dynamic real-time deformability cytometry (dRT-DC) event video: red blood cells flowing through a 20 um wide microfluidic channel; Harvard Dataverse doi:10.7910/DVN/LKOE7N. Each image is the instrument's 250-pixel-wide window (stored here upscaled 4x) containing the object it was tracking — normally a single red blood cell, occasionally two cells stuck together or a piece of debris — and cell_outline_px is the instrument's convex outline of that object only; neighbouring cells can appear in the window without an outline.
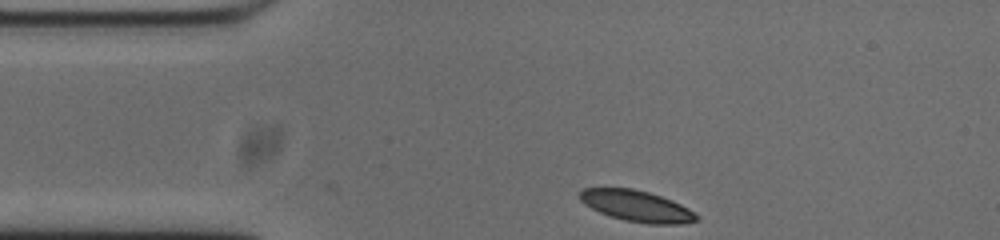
{"species": "common noctule bat (a hibernating species)", "species_latin": "Nyctalus noctula", "temperature_condition": "cold", "stored_images_in_passage": 26, "camera_frame_rate_fps": 3000, "um_per_image_px": 0.085, "animal": {"sex": "male", "body_mass_g": 20.0, "forearm_length_mm": 53.3}, "frame": {"image": 1, "passage_image": 1, "time_ms": 0.0, "image_size_px": [1000, 240], "cell_outline_px": [[700, 220], [680, 224], [648, 224], [624, 220], [600, 212], [584, 204], [580, 200], [580, 192], [584, 188], [632, 188], [648, 192], [672, 200], [688, 208], [700, 216]], "centroid_in_image_um": [54.16, 17.52], "position_along_channel_um": 30.8, "area_um2": 21.1}}
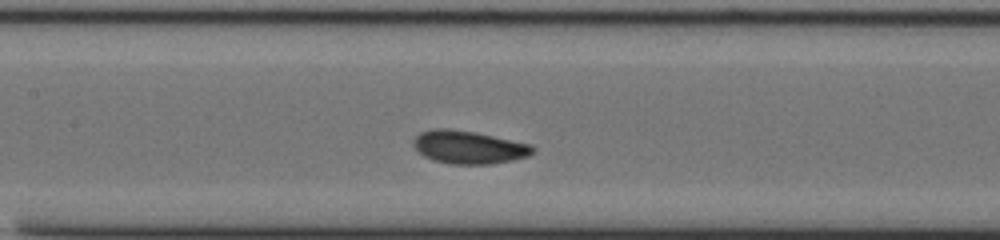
{"frame": {"image": 2, "passage_image": 15, "time_ms": 4.667, "image_size_px": [1000, 240], "cell_outline_px": [[536, 152], [528, 156], [512, 160], [492, 164], [452, 164], [436, 160], [424, 156], [412, 144], [412, 140], [420, 132], [436, 128], [448, 128], [472, 132], [532, 144], [536, 148]], "centroid_in_image_um": [39.87, 12.51], "position_along_channel_um": 167.5, "area_um2": 22.83}}
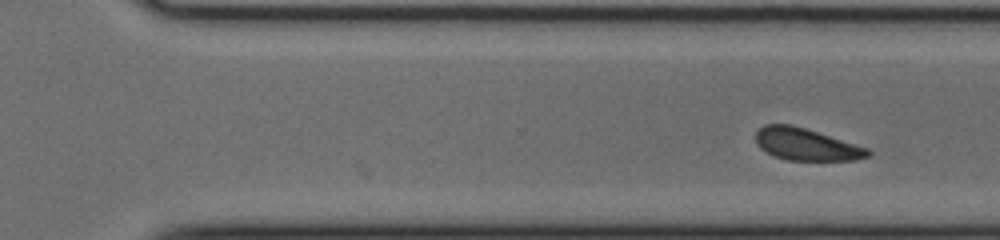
{"frame": {"image": 3, "passage_image": 26, "time_ms": 8.333, "image_size_px": [1000, 240], "cell_outline_px": [[872, 152], [868, 156], [856, 160], [788, 160], [772, 156], [760, 148], [756, 144], [756, 132], [764, 124], [792, 124], [868, 148]], "centroid_in_image_um": [68.49, 12.27], "position_along_channel_um": 302.1, "area_um2": 20.92}}